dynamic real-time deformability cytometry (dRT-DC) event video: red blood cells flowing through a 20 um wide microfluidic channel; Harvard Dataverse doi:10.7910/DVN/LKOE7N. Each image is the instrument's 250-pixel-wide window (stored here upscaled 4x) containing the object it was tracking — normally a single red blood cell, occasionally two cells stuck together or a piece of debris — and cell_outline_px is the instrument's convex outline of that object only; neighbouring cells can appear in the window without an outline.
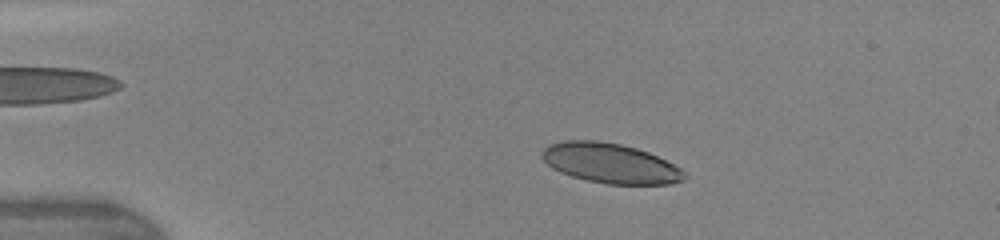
{"species": "human", "species_latin": "Homo sapiens", "temperature_condition": "warm", "stored_images_in_passage": 46, "camera_frame_rate_fps": 3000, "um_per_image_px": 0.085, "donor": {"sex": "female"}, "frame": {"image": 1, "passage_image": 9, "time_ms": 2.667, "image_size_px": [1000, 240], "cell_outline_px": [[688, 176], [684, 180], [672, 184], [608, 184], [588, 180], [572, 176], [560, 172], [552, 168], [540, 156], [540, 152], [548, 144], [564, 140], [596, 140], [620, 144], [636, 148], [648, 152], [680, 168]], "centroid_in_image_um": [51.85, 13.87], "position_along_channel_um": 33.2, "area_um2": 33.06}}
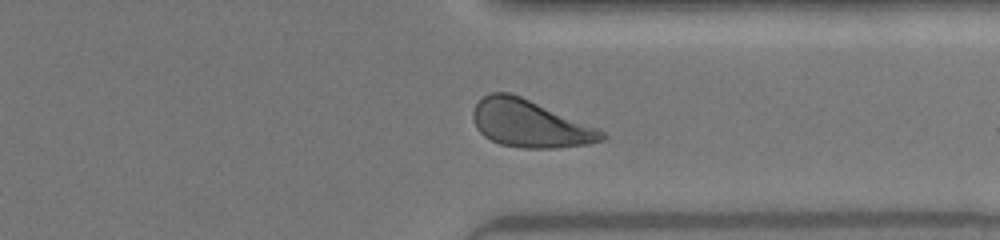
{"frame": {"image": 2, "passage_image": 36, "time_ms": 11.667, "image_size_px": [1000, 240], "cell_outline_px": [[608, 136], [604, 140], [588, 144], [556, 148], [524, 148], [500, 144], [484, 136], [476, 128], [472, 116], [472, 112], [476, 104], [484, 96], [492, 92], [508, 92], [520, 96], [600, 128]], "centroid_in_image_um": [45.07, 10.52], "position_along_channel_um": 366.3, "area_um2": 35.55}}
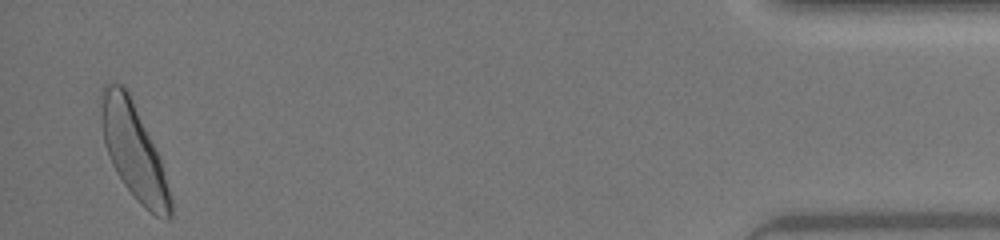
{"frame": {"image": 3, "passage_image": 45, "time_ms": 14.667, "image_size_px": [1000, 240], "cell_outline_px": [[172, 216], [168, 220], [164, 220], [156, 216], [144, 208], [140, 204], [124, 184], [116, 172], [108, 156], [104, 140], [100, 120], [100, 92], [104, 84], [120, 84], [128, 92], [156, 148], [160, 160], [172, 200]], "centroid_in_image_um": [11.35, 12.87], "position_along_channel_um": 423.8, "area_um2": 38.15}, "authors_computed_cell_mechanics": {"area_um2": 35.0268, "velocity_mm_per_s": 4.3348, "shape_relaxation_time_tau1_ms": 2.3687, "shape_relaxation_time_tau2_ms": 0.8996, "deformation_change_tau1": 0.1237, "deformation_change_tau2": 0.0724}}